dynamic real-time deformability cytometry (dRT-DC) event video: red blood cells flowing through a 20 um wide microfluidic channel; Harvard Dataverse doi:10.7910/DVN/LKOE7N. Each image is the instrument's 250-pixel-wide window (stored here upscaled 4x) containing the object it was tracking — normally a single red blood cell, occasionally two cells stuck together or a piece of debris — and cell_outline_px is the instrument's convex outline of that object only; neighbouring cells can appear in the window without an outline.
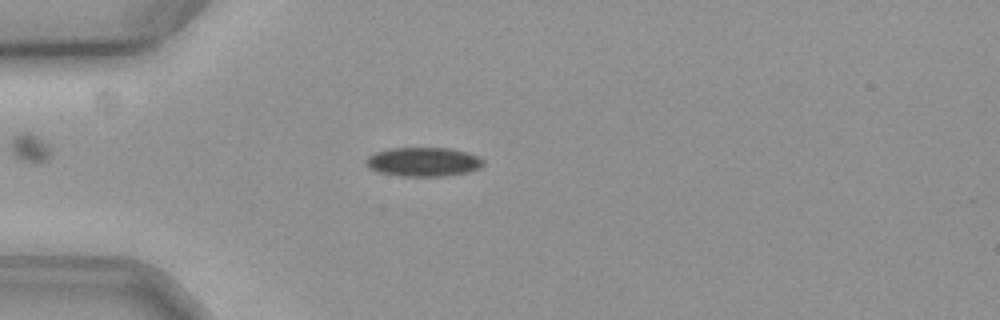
{"species": "common noctule bat (a hibernating species)", "species_latin": "Nyctalus noctula", "temperature_condition": "cold", "stored_images_in_passage": 46, "camera_frame_rate_fps": 3000, "um_per_image_px": 0.085, "animal": {"sex": "female", "body_mass_g": 19.3, "forearm_length_mm": 54.1}, "frame": {"image": 1, "passage_image": 10, "time_ms": 3.0, "image_size_px": [1000, 320], "cell_outline_px": [[484, 164], [480, 168], [468, 172], [444, 176], [400, 176], [380, 172], [368, 168], [364, 160], [368, 156], [376, 152], [388, 148], [452, 148], [476, 156], [484, 160]], "centroid_in_image_um": [35.96, 13.76], "position_along_channel_um": 49.0, "area_um2": 19.88}}
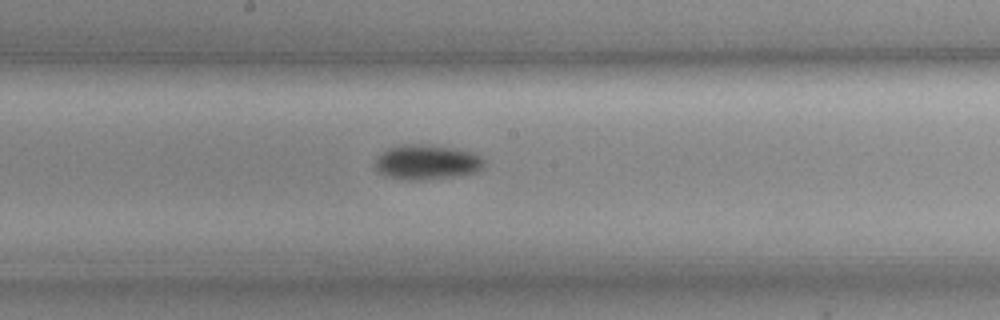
{"frame": {"image": 2, "passage_image": 25, "time_ms": 8.0, "image_size_px": [1000, 320], "cell_outline_px": [[484, 164], [476, 172], [452, 176], [420, 180], [412, 180], [384, 176], [376, 172], [372, 164], [376, 156], [388, 148], [400, 144], [424, 144], [452, 148], [472, 152], [480, 156], [484, 160]], "centroid_in_image_um": [36.17, 13.77], "position_along_channel_um": 212.0, "area_um2": 22.25}}
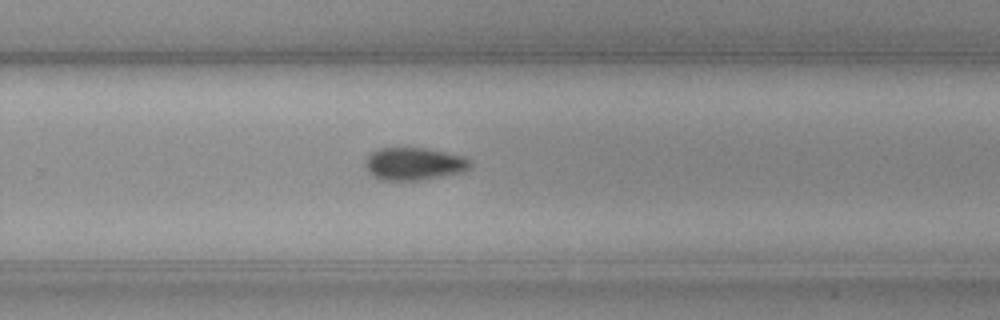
{"frame": {"image": 3, "passage_image": 32, "time_ms": 10.333, "image_size_px": [1000, 320], "cell_outline_px": [[472, 168], [460, 172], [424, 180], [380, 180], [372, 176], [368, 172], [364, 164], [364, 160], [372, 152], [380, 148], [424, 148], [444, 152], [460, 156], [472, 160]], "centroid_in_image_um": [35.17, 13.94], "position_along_channel_um": 294.6, "area_um2": 20.0}, "authors_computed_cell_mechanics": {"area_um2": 19.7098, "velocity_mm_per_s": 3.5763, "shape_relaxation_time_tau1_ms": 3.5561, "shape_relaxation_time_tau2_ms": null, "deformation_change_tau1": 0.0734, "deformation_change_tau2": null}}